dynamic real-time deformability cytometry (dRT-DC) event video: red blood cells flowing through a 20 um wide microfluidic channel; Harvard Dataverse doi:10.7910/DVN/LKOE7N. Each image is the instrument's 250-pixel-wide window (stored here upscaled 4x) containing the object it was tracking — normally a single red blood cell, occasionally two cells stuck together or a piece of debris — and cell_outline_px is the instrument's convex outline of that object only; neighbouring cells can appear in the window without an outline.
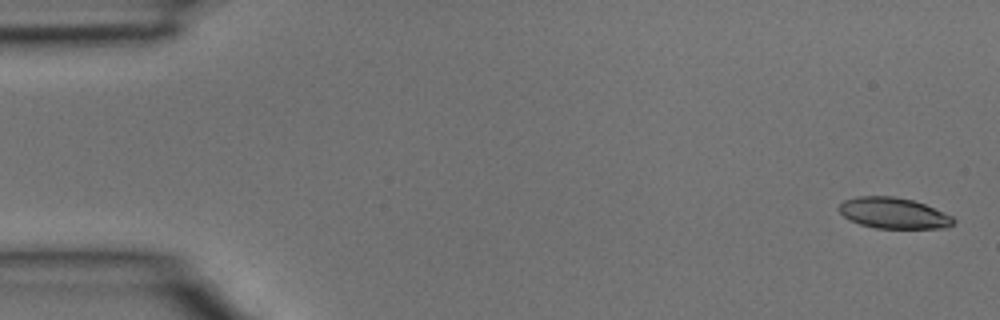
{"species": "common noctule bat (a hibernating species)", "species_latin": "Nyctalus noctula", "temperature_condition": "room temperature", "stored_images_in_passage": 38, "camera_frame_rate_fps": 3000, "um_per_image_px": 0.085, "animal": {"sex": "male", "body_mass_g": 15.6}, "frame": {"image": 1, "passage_image": 1, "time_ms": 0.0, "image_size_px": [1000, 320], "cell_outline_px": [[956, 220], [948, 228], [876, 228], [860, 224], [844, 216], [836, 208], [844, 200], [856, 196], [896, 196], [912, 200], [924, 204], [952, 216]], "centroid_in_image_um": [75.94, 18.11], "position_along_channel_um": 9.1, "area_um2": 20.58}}
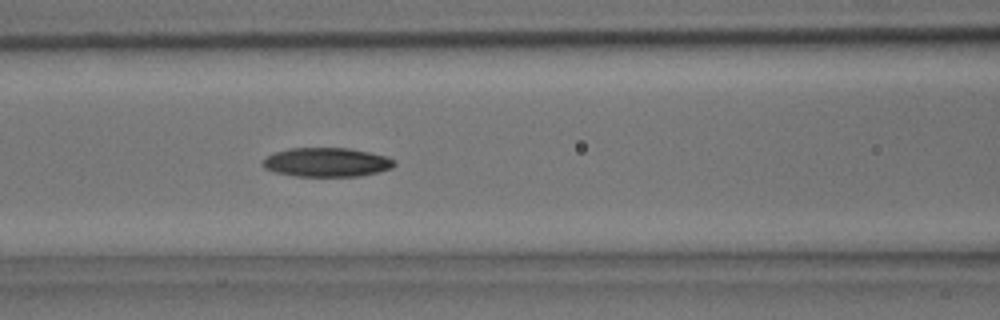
{"frame": {"image": 2, "passage_image": 16, "time_ms": 5.0, "image_size_px": [1000, 320], "cell_outline_px": [[396, 164], [392, 168], [360, 176], [296, 176], [276, 172], [264, 168], [264, 160], [268, 156], [276, 152], [288, 148], [348, 148], [368, 152], [384, 156], [392, 160]], "centroid_in_image_um": [27.76, 13.79], "position_along_channel_um": 138.8, "area_um2": 21.91}}
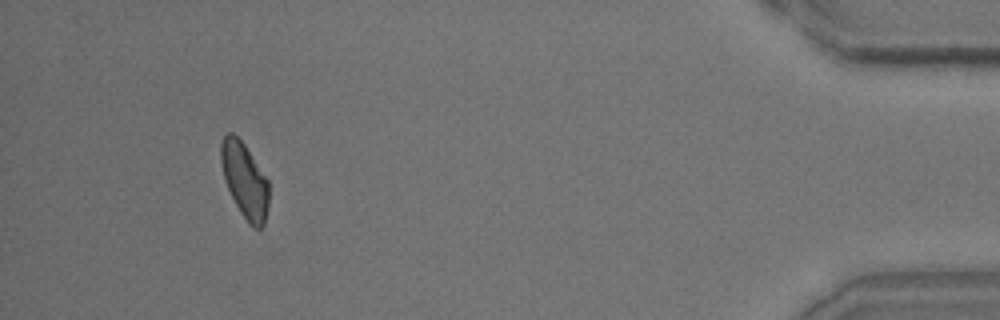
{"frame": {"image": 3, "passage_image": 36, "time_ms": 11.667, "image_size_px": [1000, 320], "cell_outline_px": [[268, 204], [264, 224], [260, 228], [252, 228], [240, 212], [224, 180], [220, 160], [220, 144], [224, 136], [228, 132], [232, 132], [244, 144], [268, 180]], "centroid_in_image_um": [20.78, 15.32], "position_along_channel_um": 414.4, "area_um2": 20.75}}